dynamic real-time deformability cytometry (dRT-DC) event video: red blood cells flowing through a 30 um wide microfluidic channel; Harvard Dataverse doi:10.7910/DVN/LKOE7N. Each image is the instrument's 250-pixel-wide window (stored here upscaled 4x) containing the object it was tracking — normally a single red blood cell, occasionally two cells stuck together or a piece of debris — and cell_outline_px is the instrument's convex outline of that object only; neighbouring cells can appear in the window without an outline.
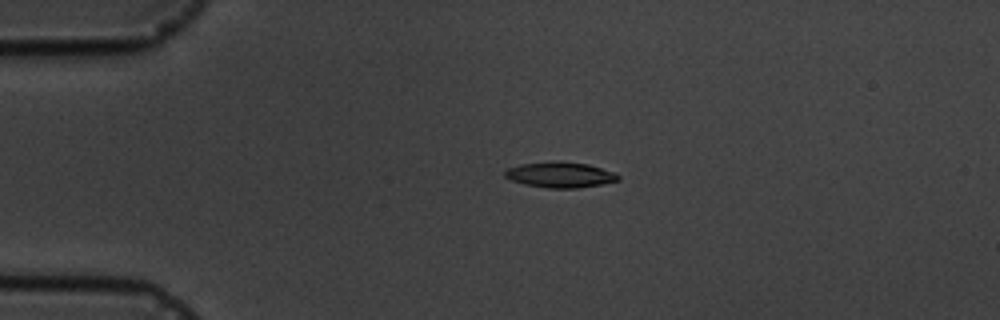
{"species": "common noctule bat (a hibernating species)", "species_latin": "Nyctalus noctula", "temperature_condition": "cold", "stored_images_in_passage": 4, "camera_frame_rate_fps": 3000, "um_per_image_px": 0.085, "animal": {"sex": "male", "body_mass_g": 19.5, "forearm_length_mm": 54.6}, "frame": {"image": 1, "passage_image": 3, "time_ms": 3.333, "image_size_px": [1000, 320], "cell_outline_px": [[620, 180], [600, 184], [576, 188], [548, 188], [524, 184], [512, 180], [504, 176], [504, 172], [508, 168], [520, 164], [556, 160], [588, 164], [612, 172], [620, 176]], "centroid_in_image_um": [47.58, 14.84], "position_along_channel_um": 37.4, "area_um2": 16.82}}